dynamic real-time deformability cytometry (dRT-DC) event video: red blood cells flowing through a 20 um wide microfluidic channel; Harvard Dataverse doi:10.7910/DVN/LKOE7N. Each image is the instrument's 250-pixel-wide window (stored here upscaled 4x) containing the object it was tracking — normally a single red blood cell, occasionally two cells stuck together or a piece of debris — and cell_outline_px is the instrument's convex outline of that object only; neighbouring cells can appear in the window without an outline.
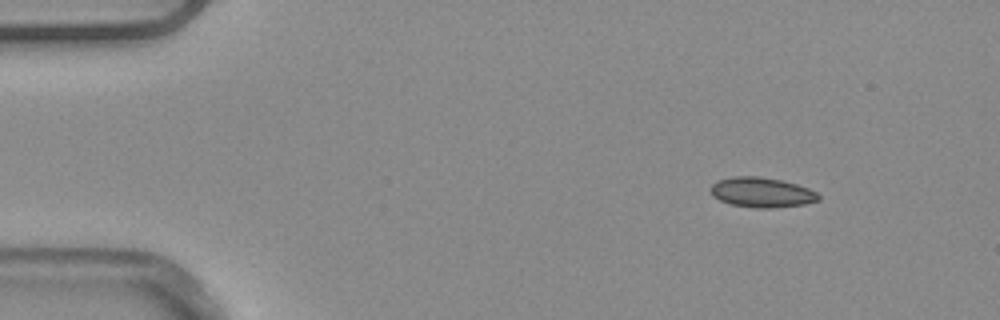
{"species": "common noctule bat (a hibernating species)", "species_latin": "Nyctalus noctula", "temperature_condition": "warm", "stored_images_in_passage": 2, "camera_frame_rate_fps": 3000, "um_per_image_px": 0.085, "animal": {"sex": "male", "body_mass_g": 20.4}, "frame": {"image": 1, "passage_image": 2, "time_ms": 0.333, "image_size_px": [1000, 320], "cell_outline_px": [[820, 200], [804, 204], [772, 208], [756, 208], [732, 204], [720, 200], [712, 196], [708, 188], [716, 180], [732, 176], [756, 176], [780, 180], [796, 184], [808, 188], [816, 192], [820, 196]], "centroid_in_image_um": [64.7, 16.35], "position_along_channel_um": 20.3, "area_um2": 18.9}}